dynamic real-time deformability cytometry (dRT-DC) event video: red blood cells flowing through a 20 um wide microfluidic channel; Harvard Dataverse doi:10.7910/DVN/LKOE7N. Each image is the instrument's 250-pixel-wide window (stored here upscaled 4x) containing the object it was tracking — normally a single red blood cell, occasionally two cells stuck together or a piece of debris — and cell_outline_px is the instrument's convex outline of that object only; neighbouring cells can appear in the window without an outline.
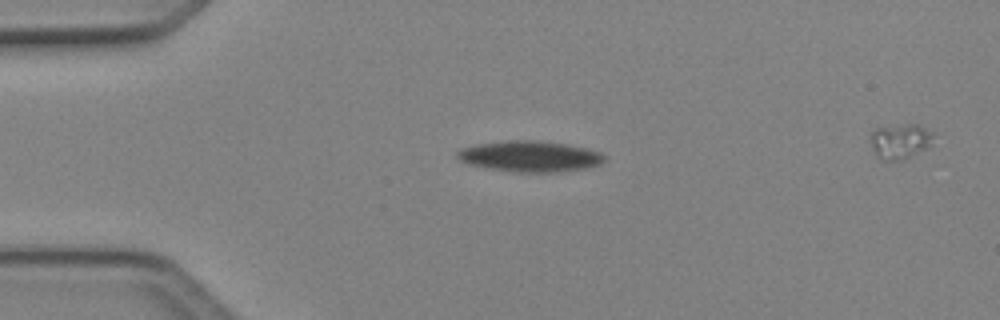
{"species": "Egyptian fruit bat (a non-hibernating species)", "species_latin": "Rousettus aegyptiacus", "temperature_condition": "cold", "stored_images_in_passage": 5, "segment_of_instrument_passage": [1, 2], "camera_frame_rate_fps": 3000, "um_per_image_px": 0.085, "animal": {"sex": "female"}, "frame": {"image": 1, "passage_image": 3, "time_ms": 0.667, "image_size_px": [1000, 320], "cell_outline_px": [[608, 160], [600, 164], [588, 168], [556, 172], [520, 172], [488, 168], [468, 164], [460, 160], [456, 156], [456, 152], [460, 148], [476, 144], [512, 140], [532, 140], [568, 144], [600, 152], [608, 156]], "centroid_in_image_um": [45.07, 13.29], "position_along_channel_um": 39.9, "area_um2": 26.59}}